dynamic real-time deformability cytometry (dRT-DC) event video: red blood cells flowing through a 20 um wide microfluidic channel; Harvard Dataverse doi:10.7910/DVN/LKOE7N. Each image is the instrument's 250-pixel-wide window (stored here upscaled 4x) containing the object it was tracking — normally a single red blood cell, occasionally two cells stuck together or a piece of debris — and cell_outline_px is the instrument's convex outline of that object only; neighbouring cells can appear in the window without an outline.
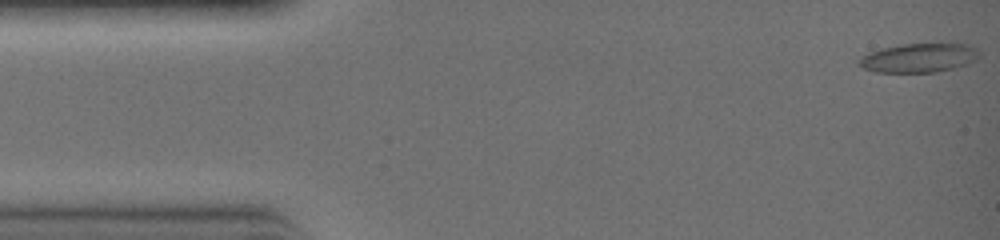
{"species": "common noctule bat (a hibernating species)", "species_latin": "Nyctalus noctula", "temperature_condition": "warm", "stored_images_in_passage": 32, "camera_frame_rate_fps": 3000, "um_per_image_px": 0.085, "animal": {"sex": "female", "body_mass_g": 19.0, "forearm_length_mm": 51.5}, "frame": {"image": 1, "passage_image": 1, "time_ms": 0.0, "image_size_px": [1000, 240], "cell_outline_px": [[972, 48], [964, 64], [936, 72], [876, 72], [864, 68], [860, 64], [860, 60], [864, 56], [872, 52], [884, 48], [904, 44], [960, 44]], "centroid_in_image_um": [77.89, 4.94], "position_along_channel_um": 7.1, "area_um2": 18.61}}
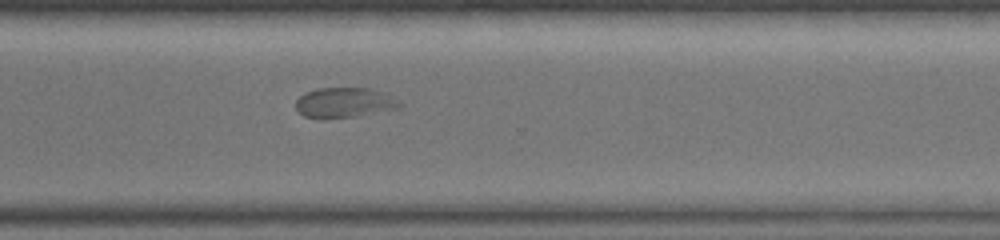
{"frame": {"image": 2, "passage_image": 23, "time_ms": 7.333, "image_size_px": [1000, 240], "cell_outline_px": [[404, 104], [400, 108], [352, 116], [304, 116], [296, 108], [296, 100], [304, 92], [316, 88], [368, 88], [384, 92]], "centroid_in_image_um": [29.3, 8.67], "position_along_channel_um": 341.3, "area_um2": 17.63}}
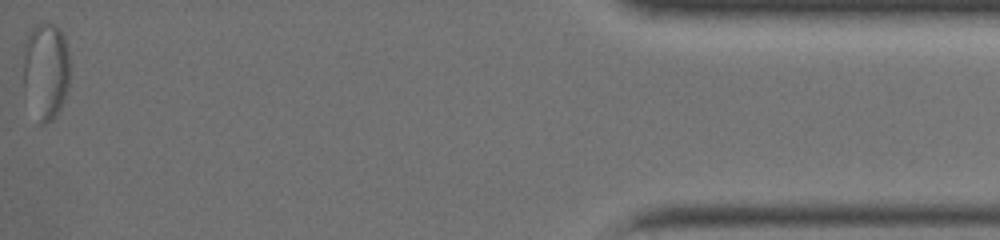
{"frame": {"image": 3, "passage_image": 32, "time_ms": 10.333, "image_size_px": [1000, 240], "cell_outline_px": [[68, 88], [64, 100], [56, 116], [52, 120], [44, 124], [40, 124], [24, 84], [24, 44], [28, 32], [40, 20], [56, 24], [60, 28], [64, 36], [68, 52]], "centroid_in_image_um": [3.91, 5.91], "position_along_channel_um": 431.3, "area_um2": 26.18}}